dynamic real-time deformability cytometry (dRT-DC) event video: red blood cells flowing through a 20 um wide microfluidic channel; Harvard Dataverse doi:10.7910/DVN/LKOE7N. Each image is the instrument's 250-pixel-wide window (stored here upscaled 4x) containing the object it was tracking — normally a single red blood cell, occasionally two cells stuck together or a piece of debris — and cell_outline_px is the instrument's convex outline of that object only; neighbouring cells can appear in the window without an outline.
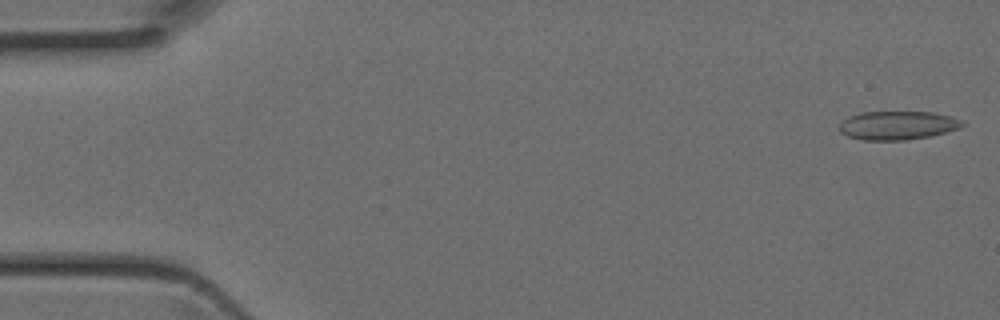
{"species": "Egyptian fruit bat (a non-hibernating species)", "species_latin": "Rousettus aegyptiacus", "temperature_condition": "room temperature", "stored_images_in_passage": 41, "camera_frame_rate_fps": 3000, "um_per_image_px": 0.085, "animal": {"sex": "female"}, "frame": {"image": 1, "passage_image": 1, "time_ms": 0.0, "image_size_px": [1000, 320], "cell_outline_px": [[964, 124], [960, 128], [928, 136], [908, 140], [864, 140], [848, 136], [840, 132], [840, 124], [848, 116], [860, 112], [932, 112], [952, 116], [964, 120]], "centroid_in_image_um": [76.31, 10.65], "position_along_channel_um": 8.7, "area_um2": 20.52}}
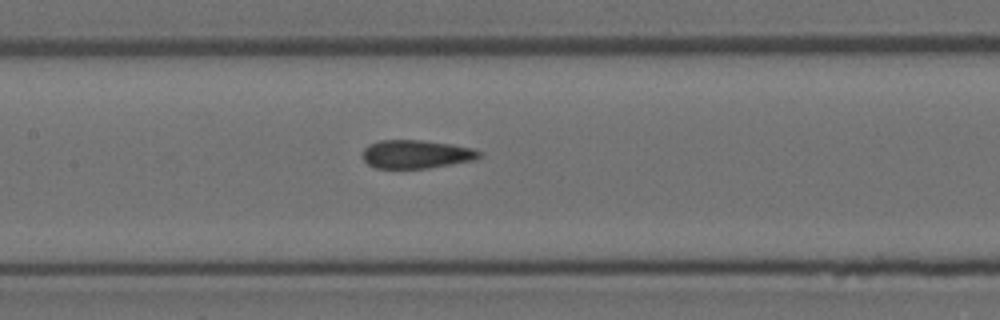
{"frame": {"image": 2, "passage_image": 20, "time_ms": 6.333, "image_size_px": [1000, 320], "cell_outline_px": [[484, 152], [480, 156], [472, 160], [428, 168], [376, 168], [368, 164], [364, 160], [364, 148], [368, 144], [380, 140], [420, 140], [452, 144], [472, 148]], "centroid_in_image_um": [35.38, 13.1], "position_along_channel_um": 172.0, "area_um2": 19.19}}
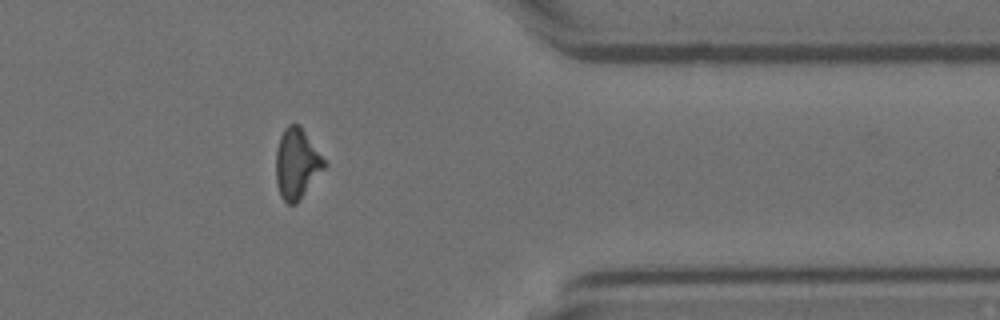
{"frame": {"image": 3, "passage_image": 35, "time_ms": 11.333, "image_size_px": [1000, 320], "cell_outline_px": [[328, 164], [300, 200], [296, 204], [288, 204], [280, 196], [276, 184], [276, 148], [280, 136], [284, 128], [288, 124], [300, 124]], "centroid_in_image_um": [25.22, 13.91], "position_along_channel_um": 386.2, "area_um2": 20.06}}